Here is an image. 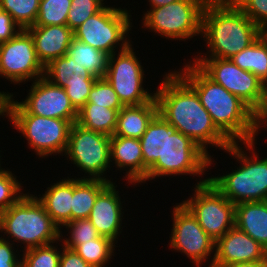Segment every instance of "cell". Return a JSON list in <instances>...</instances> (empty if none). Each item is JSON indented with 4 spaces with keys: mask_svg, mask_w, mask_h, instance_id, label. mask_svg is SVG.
Wrapping results in <instances>:
<instances>
[{
    "mask_svg": "<svg viewBox=\"0 0 267 267\" xmlns=\"http://www.w3.org/2000/svg\"><path fill=\"white\" fill-rule=\"evenodd\" d=\"M15 95V96H14ZM11 93L8 100L7 119L12 129L27 140V148L32 149L39 159L63 156L67 149L72 123L59 118H47L28 113Z\"/></svg>",
    "mask_w": 267,
    "mask_h": 267,
    "instance_id": "8992f818",
    "label": "cell"
},
{
    "mask_svg": "<svg viewBox=\"0 0 267 267\" xmlns=\"http://www.w3.org/2000/svg\"><path fill=\"white\" fill-rule=\"evenodd\" d=\"M261 30L267 27V0H232Z\"/></svg>",
    "mask_w": 267,
    "mask_h": 267,
    "instance_id": "f35d334b",
    "label": "cell"
},
{
    "mask_svg": "<svg viewBox=\"0 0 267 267\" xmlns=\"http://www.w3.org/2000/svg\"><path fill=\"white\" fill-rule=\"evenodd\" d=\"M26 30L33 38L37 57L44 67L67 54L74 38V32L67 25L31 26Z\"/></svg>",
    "mask_w": 267,
    "mask_h": 267,
    "instance_id": "ffe728a7",
    "label": "cell"
},
{
    "mask_svg": "<svg viewBox=\"0 0 267 267\" xmlns=\"http://www.w3.org/2000/svg\"><path fill=\"white\" fill-rule=\"evenodd\" d=\"M11 93L6 91H0V117L7 118L8 100Z\"/></svg>",
    "mask_w": 267,
    "mask_h": 267,
    "instance_id": "f6af8a7d",
    "label": "cell"
},
{
    "mask_svg": "<svg viewBox=\"0 0 267 267\" xmlns=\"http://www.w3.org/2000/svg\"><path fill=\"white\" fill-rule=\"evenodd\" d=\"M105 1V2H104ZM107 0H71L66 25L74 32L89 17L106 6Z\"/></svg>",
    "mask_w": 267,
    "mask_h": 267,
    "instance_id": "d590c367",
    "label": "cell"
},
{
    "mask_svg": "<svg viewBox=\"0 0 267 267\" xmlns=\"http://www.w3.org/2000/svg\"><path fill=\"white\" fill-rule=\"evenodd\" d=\"M10 169L0 166V212L15 204L24 194L22 181Z\"/></svg>",
    "mask_w": 267,
    "mask_h": 267,
    "instance_id": "e575fe53",
    "label": "cell"
},
{
    "mask_svg": "<svg viewBox=\"0 0 267 267\" xmlns=\"http://www.w3.org/2000/svg\"><path fill=\"white\" fill-rule=\"evenodd\" d=\"M59 246H62L61 239L22 251L21 267H59L62 250Z\"/></svg>",
    "mask_w": 267,
    "mask_h": 267,
    "instance_id": "f546056e",
    "label": "cell"
},
{
    "mask_svg": "<svg viewBox=\"0 0 267 267\" xmlns=\"http://www.w3.org/2000/svg\"><path fill=\"white\" fill-rule=\"evenodd\" d=\"M215 83L239 97L255 111L267 95V85L253 73L242 70L230 59L193 58L191 60Z\"/></svg>",
    "mask_w": 267,
    "mask_h": 267,
    "instance_id": "5bb4252c",
    "label": "cell"
},
{
    "mask_svg": "<svg viewBox=\"0 0 267 267\" xmlns=\"http://www.w3.org/2000/svg\"><path fill=\"white\" fill-rule=\"evenodd\" d=\"M27 96L18 103L30 114L77 122L78 111L73 107L66 91L45 77L31 82Z\"/></svg>",
    "mask_w": 267,
    "mask_h": 267,
    "instance_id": "2e32d148",
    "label": "cell"
},
{
    "mask_svg": "<svg viewBox=\"0 0 267 267\" xmlns=\"http://www.w3.org/2000/svg\"><path fill=\"white\" fill-rule=\"evenodd\" d=\"M267 258V250L236 226L215 242L212 265L259 262Z\"/></svg>",
    "mask_w": 267,
    "mask_h": 267,
    "instance_id": "ac0fdd59",
    "label": "cell"
},
{
    "mask_svg": "<svg viewBox=\"0 0 267 267\" xmlns=\"http://www.w3.org/2000/svg\"><path fill=\"white\" fill-rule=\"evenodd\" d=\"M21 30L22 28L14 22L12 16L0 9V43L12 39Z\"/></svg>",
    "mask_w": 267,
    "mask_h": 267,
    "instance_id": "60d3db41",
    "label": "cell"
},
{
    "mask_svg": "<svg viewBox=\"0 0 267 267\" xmlns=\"http://www.w3.org/2000/svg\"><path fill=\"white\" fill-rule=\"evenodd\" d=\"M71 0H40L34 26L66 25Z\"/></svg>",
    "mask_w": 267,
    "mask_h": 267,
    "instance_id": "d6a6232c",
    "label": "cell"
},
{
    "mask_svg": "<svg viewBox=\"0 0 267 267\" xmlns=\"http://www.w3.org/2000/svg\"><path fill=\"white\" fill-rule=\"evenodd\" d=\"M86 103H93L96 106H104L118 111L124 107L113 87L105 78L96 79Z\"/></svg>",
    "mask_w": 267,
    "mask_h": 267,
    "instance_id": "74e56055",
    "label": "cell"
},
{
    "mask_svg": "<svg viewBox=\"0 0 267 267\" xmlns=\"http://www.w3.org/2000/svg\"><path fill=\"white\" fill-rule=\"evenodd\" d=\"M111 137L103 133L86 129L74 122L71 126L68 145L63 155L76 167L80 179H101L107 182H114L107 177L111 170L110 155ZM108 170V171H107ZM82 172V173H81ZM87 175V176H86ZM112 179V180H111Z\"/></svg>",
    "mask_w": 267,
    "mask_h": 267,
    "instance_id": "30bf717a",
    "label": "cell"
},
{
    "mask_svg": "<svg viewBox=\"0 0 267 267\" xmlns=\"http://www.w3.org/2000/svg\"><path fill=\"white\" fill-rule=\"evenodd\" d=\"M197 93L216 127L232 142H250L254 111L239 97L215 83L192 61L174 69Z\"/></svg>",
    "mask_w": 267,
    "mask_h": 267,
    "instance_id": "7a4b0ae2",
    "label": "cell"
},
{
    "mask_svg": "<svg viewBox=\"0 0 267 267\" xmlns=\"http://www.w3.org/2000/svg\"><path fill=\"white\" fill-rule=\"evenodd\" d=\"M16 247L0 236V267H21L22 250Z\"/></svg>",
    "mask_w": 267,
    "mask_h": 267,
    "instance_id": "ab89813d",
    "label": "cell"
},
{
    "mask_svg": "<svg viewBox=\"0 0 267 267\" xmlns=\"http://www.w3.org/2000/svg\"><path fill=\"white\" fill-rule=\"evenodd\" d=\"M132 19L131 11L127 8L106 5L74 31V38L112 55L133 42L130 38V31L134 27Z\"/></svg>",
    "mask_w": 267,
    "mask_h": 267,
    "instance_id": "9c48e42d",
    "label": "cell"
},
{
    "mask_svg": "<svg viewBox=\"0 0 267 267\" xmlns=\"http://www.w3.org/2000/svg\"><path fill=\"white\" fill-rule=\"evenodd\" d=\"M133 42L110 55L104 78L113 87L124 106L141 105L155 98V90L144 88V65L134 51ZM151 91V92H150Z\"/></svg>",
    "mask_w": 267,
    "mask_h": 267,
    "instance_id": "8fae6325",
    "label": "cell"
},
{
    "mask_svg": "<svg viewBox=\"0 0 267 267\" xmlns=\"http://www.w3.org/2000/svg\"><path fill=\"white\" fill-rule=\"evenodd\" d=\"M172 209L170 212H173V221L168 247L171 251L186 255L196 267H202L207 262L208 267H211L215 257V241L181 202L175 203Z\"/></svg>",
    "mask_w": 267,
    "mask_h": 267,
    "instance_id": "4fadbf2b",
    "label": "cell"
},
{
    "mask_svg": "<svg viewBox=\"0 0 267 267\" xmlns=\"http://www.w3.org/2000/svg\"><path fill=\"white\" fill-rule=\"evenodd\" d=\"M116 247L118 246L110 238L100 236L78 244L73 250L91 266L106 267L113 262L111 259H114Z\"/></svg>",
    "mask_w": 267,
    "mask_h": 267,
    "instance_id": "f1b7e54d",
    "label": "cell"
},
{
    "mask_svg": "<svg viewBox=\"0 0 267 267\" xmlns=\"http://www.w3.org/2000/svg\"><path fill=\"white\" fill-rule=\"evenodd\" d=\"M69 176L51 183L42 195L34 194L60 230L71 221L73 175Z\"/></svg>",
    "mask_w": 267,
    "mask_h": 267,
    "instance_id": "44dd1931",
    "label": "cell"
},
{
    "mask_svg": "<svg viewBox=\"0 0 267 267\" xmlns=\"http://www.w3.org/2000/svg\"><path fill=\"white\" fill-rule=\"evenodd\" d=\"M143 155V184L147 183V171L163 156L164 118L158 113L139 139Z\"/></svg>",
    "mask_w": 267,
    "mask_h": 267,
    "instance_id": "484cf974",
    "label": "cell"
},
{
    "mask_svg": "<svg viewBox=\"0 0 267 267\" xmlns=\"http://www.w3.org/2000/svg\"><path fill=\"white\" fill-rule=\"evenodd\" d=\"M44 71L33 38L26 29L7 42L0 43V77L5 78V81L13 85L33 82L44 77Z\"/></svg>",
    "mask_w": 267,
    "mask_h": 267,
    "instance_id": "9a60e30c",
    "label": "cell"
},
{
    "mask_svg": "<svg viewBox=\"0 0 267 267\" xmlns=\"http://www.w3.org/2000/svg\"><path fill=\"white\" fill-rule=\"evenodd\" d=\"M92 75L70 77L64 87L73 107L79 111L87 102L90 91L96 81Z\"/></svg>",
    "mask_w": 267,
    "mask_h": 267,
    "instance_id": "8d00e7d4",
    "label": "cell"
},
{
    "mask_svg": "<svg viewBox=\"0 0 267 267\" xmlns=\"http://www.w3.org/2000/svg\"><path fill=\"white\" fill-rule=\"evenodd\" d=\"M64 228L67 231H65ZM62 230L65 231L67 235H65V232ZM100 236L101 235L88 218L70 221L61 229V241L63 245L69 249H74L78 244L99 238Z\"/></svg>",
    "mask_w": 267,
    "mask_h": 267,
    "instance_id": "836d02e7",
    "label": "cell"
},
{
    "mask_svg": "<svg viewBox=\"0 0 267 267\" xmlns=\"http://www.w3.org/2000/svg\"><path fill=\"white\" fill-rule=\"evenodd\" d=\"M230 60L242 70L253 73L267 85V41L262 35Z\"/></svg>",
    "mask_w": 267,
    "mask_h": 267,
    "instance_id": "83f0119b",
    "label": "cell"
},
{
    "mask_svg": "<svg viewBox=\"0 0 267 267\" xmlns=\"http://www.w3.org/2000/svg\"><path fill=\"white\" fill-rule=\"evenodd\" d=\"M40 0H0V9L12 16L22 29L34 26L39 13Z\"/></svg>",
    "mask_w": 267,
    "mask_h": 267,
    "instance_id": "1f68e13d",
    "label": "cell"
},
{
    "mask_svg": "<svg viewBox=\"0 0 267 267\" xmlns=\"http://www.w3.org/2000/svg\"><path fill=\"white\" fill-rule=\"evenodd\" d=\"M261 35L262 30L232 0H209L203 10L200 36L207 52H197L193 58L230 59Z\"/></svg>",
    "mask_w": 267,
    "mask_h": 267,
    "instance_id": "3957f363",
    "label": "cell"
},
{
    "mask_svg": "<svg viewBox=\"0 0 267 267\" xmlns=\"http://www.w3.org/2000/svg\"><path fill=\"white\" fill-rule=\"evenodd\" d=\"M78 75H91L86 69H81L73 58L65 54L51 61L45 66L44 77L53 85L64 88L70 77H78Z\"/></svg>",
    "mask_w": 267,
    "mask_h": 267,
    "instance_id": "4dcf8cb0",
    "label": "cell"
},
{
    "mask_svg": "<svg viewBox=\"0 0 267 267\" xmlns=\"http://www.w3.org/2000/svg\"><path fill=\"white\" fill-rule=\"evenodd\" d=\"M111 168L125 171L122 179L128 185L137 187L143 184V155L139 139L122 136H111L110 139Z\"/></svg>",
    "mask_w": 267,
    "mask_h": 267,
    "instance_id": "d6986e66",
    "label": "cell"
},
{
    "mask_svg": "<svg viewBox=\"0 0 267 267\" xmlns=\"http://www.w3.org/2000/svg\"><path fill=\"white\" fill-rule=\"evenodd\" d=\"M211 267H267V258L259 262H244L227 265H212Z\"/></svg>",
    "mask_w": 267,
    "mask_h": 267,
    "instance_id": "ee69618b",
    "label": "cell"
},
{
    "mask_svg": "<svg viewBox=\"0 0 267 267\" xmlns=\"http://www.w3.org/2000/svg\"><path fill=\"white\" fill-rule=\"evenodd\" d=\"M109 183L101 179H80L74 176L71 221L87 219L94 206L97 195Z\"/></svg>",
    "mask_w": 267,
    "mask_h": 267,
    "instance_id": "cb8c5ba5",
    "label": "cell"
},
{
    "mask_svg": "<svg viewBox=\"0 0 267 267\" xmlns=\"http://www.w3.org/2000/svg\"><path fill=\"white\" fill-rule=\"evenodd\" d=\"M0 236L24 251L60 240L61 230L34 194L28 191L0 212Z\"/></svg>",
    "mask_w": 267,
    "mask_h": 267,
    "instance_id": "5b68a950",
    "label": "cell"
},
{
    "mask_svg": "<svg viewBox=\"0 0 267 267\" xmlns=\"http://www.w3.org/2000/svg\"><path fill=\"white\" fill-rule=\"evenodd\" d=\"M67 55L83 70L86 69L96 78H104L108 69V53L73 38L67 50Z\"/></svg>",
    "mask_w": 267,
    "mask_h": 267,
    "instance_id": "d4e9b609",
    "label": "cell"
},
{
    "mask_svg": "<svg viewBox=\"0 0 267 267\" xmlns=\"http://www.w3.org/2000/svg\"><path fill=\"white\" fill-rule=\"evenodd\" d=\"M262 36L266 39L267 41V27L262 29Z\"/></svg>",
    "mask_w": 267,
    "mask_h": 267,
    "instance_id": "7dc6e473",
    "label": "cell"
},
{
    "mask_svg": "<svg viewBox=\"0 0 267 267\" xmlns=\"http://www.w3.org/2000/svg\"><path fill=\"white\" fill-rule=\"evenodd\" d=\"M261 129L267 131V95L260 106L254 111V129L251 143L257 145V137L261 133Z\"/></svg>",
    "mask_w": 267,
    "mask_h": 267,
    "instance_id": "b9f144b4",
    "label": "cell"
},
{
    "mask_svg": "<svg viewBox=\"0 0 267 267\" xmlns=\"http://www.w3.org/2000/svg\"><path fill=\"white\" fill-rule=\"evenodd\" d=\"M235 226L267 250V201L236 204Z\"/></svg>",
    "mask_w": 267,
    "mask_h": 267,
    "instance_id": "603a6c76",
    "label": "cell"
},
{
    "mask_svg": "<svg viewBox=\"0 0 267 267\" xmlns=\"http://www.w3.org/2000/svg\"><path fill=\"white\" fill-rule=\"evenodd\" d=\"M176 1L178 0H147V5L149 2V7L151 6L150 8H156V7L166 6Z\"/></svg>",
    "mask_w": 267,
    "mask_h": 267,
    "instance_id": "bcb514c9",
    "label": "cell"
},
{
    "mask_svg": "<svg viewBox=\"0 0 267 267\" xmlns=\"http://www.w3.org/2000/svg\"><path fill=\"white\" fill-rule=\"evenodd\" d=\"M116 182L109 183L98 195L88 219L101 236L110 238L116 244L125 227L124 207ZM123 200V201H122ZM124 224V226H122Z\"/></svg>",
    "mask_w": 267,
    "mask_h": 267,
    "instance_id": "e0dca14e",
    "label": "cell"
},
{
    "mask_svg": "<svg viewBox=\"0 0 267 267\" xmlns=\"http://www.w3.org/2000/svg\"><path fill=\"white\" fill-rule=\"evenodd\" d=\"M210 168V156L201 149L190 137L183 135L175 130L164 119V146L163 156L148 169L147 181H152L161 177L171 176H196L201 177L195 185L203 184L209 181V178H204L207 170ZM203 176V178H202Z\"/></svg>",
    "mask_w": 267,
    "mask_h": 267,
    "instance_id": "52a82bcc",
    "label": "cell"
},
{
    "mask_svg": "<svg viewBox=\"0 0 267 267\" xmlns=\"http://www.w3.org/2000/svg\"><path fill=\"white\" fill-rule=\"evenodd\" d=\"M59 267H93L84 261L73 249H69L62 242Z\"/></svg>",
    "mask_w": 267,
    "mask_h": 267,
    "instance_id": "7bdbcfd3",
    "label": "cell"
},
{
    "mask_svg": "<svg viewBox=\"0 0 267 267\" xmlns=\"http://www.w3.org/2000/svg\"><path fill=\"white\" fill-rule=\"evenodd\" d=\"M192 187V195L181 203L216 242L235 226V205L210 181Z\"/></svg>",
    "mask_w": 267,
    "mask_h": 267,
    "instance_id": "7c38bea8",
    "label": "cell"
},
{
    "mask_svg": "<svg viewBox=\"0 0 267 267\" xmlns=\"http://www.w3.org/2000/svg\"><path fill=\"white\" fill-rule=\"evenodd\" d=\"M257 148L251 142L232 143L224 152L236 159L235 164L240 163L239 167L235 166V170L232 168V172L226 171L221 173L222 175L215 174L208 177L209 181L234 205L242 202L267 201V156L262 157V154L260 156L256 152ZM247 153H251V156Z\"/></svg>",
    "mask_w": 267,
    "mask_h": 267,
    "instance_id": "277c9868",
    "label": "cell"
},
{
    "mask_svg": "<svg viewBox=\"0 0 267 267\" xmlns=\"http://www.w3.org/2000/svg\"><path fill=\"white\" fill-rule=\"evenodd\" d=\"M118 112L116 109L86 103L78 111L77 123L86 129L111 137L116 129Z\"/></svg>",
    "mask_w": 267,
    "mask_h": 267,
    "instance_id": "4316f807",
    "label": "cell"
},
{
    "mask_svg": "<svg viewBox=\"0 0 267 267\" xmlns=\"http://www.w3.org/2000/svg\"><path fill=\"white\" fill-rule=\"evenodd\" d=\"M157 114L156 98L141 105L124 106L118 112L117 125L112 136L140 139Z\"/></svg>",
    "mask_w": 267,
    "mask_h": 267,
    "instance_id": "7402d4cb",
    "label": "cell"
},
{
    "mask_svg": "<svg viewBox=\"0 0 267 267\" xmlns=\"http://www.w3.org/2000/svg\"><path fill=\"white\" fill-rule=\"evenodd\" d=\"M1 152H3V151L0 150V166H2L1 163H3V162L1 161V159H2V158H1V157H2Z\"/></svg>",
    "mask_w": 267,
    "mask_h": 267,
    "instance_id": "c3c4849f",
    "label": "cell"
},
{
    "mask_svg": "<svg viewBox=\"0 0 267 267\" xmlns=\"http://www.w3.org/2000/svg\"><path fill=\"white\" fill-rule=\"evenodd\" d=\"M162 76L155 91L158 113L203 149L210 156V166L213 165L210 148L225 151L232 142L216 127L196 91L175 70Z\"/></svg>",
    "mask_w": 267,
    "mask_h": 267,
    "instance_id": "6da1fadb",
    "label": "cell"
},
{
    "mask_svg": "<svg viewBox=\"0 0 267 267\" xmlns=\"http://www.w3.org/2000/svg\"><path fill=\"white\" fill-rule=\"evenodd\" d=\"M209 0H178L166 6L146 9L142 29L166 39L184 41L201 36L202 14ZM157 33V34H156Z\"/></svg>",
    "mask_w": 267,
    "mask_h": 267,
    "instance_id": "ba28073f",
    "label": "cell"
}]
</instances>
